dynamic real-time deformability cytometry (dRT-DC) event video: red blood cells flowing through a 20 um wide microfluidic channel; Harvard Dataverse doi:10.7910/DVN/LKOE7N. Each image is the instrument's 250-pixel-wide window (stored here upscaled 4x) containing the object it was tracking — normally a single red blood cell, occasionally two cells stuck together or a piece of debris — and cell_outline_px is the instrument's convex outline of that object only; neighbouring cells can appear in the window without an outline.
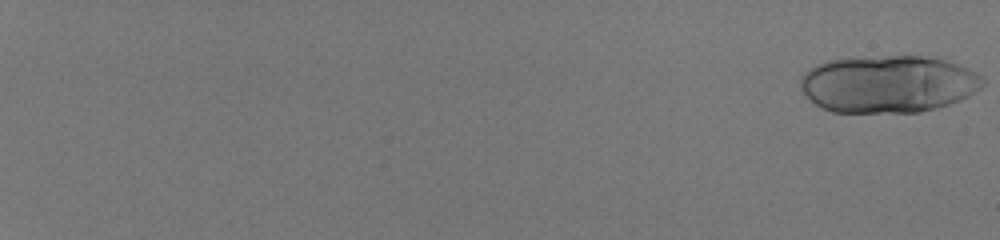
{"species": "human", "species_latin": "Homo sapiens", "temperature_condition": "room temperature", "stored_images_in_passage": 27, "camera_frame_rate_fps": 3000, "um_per_image_px": 0.085, "donor": {"sex": "male"}, "frame": {"image": 1, "passage_image": 1, "time_ms": 0.0, "image_size_px": [1000, 240], "cell_outline_px": [[984, 84], [976, 92], [960, 100], [936, 108], [920, 112], [832, 112], [816, 104], [800, 88], [800, 80], [804, 72], [808, 68], [816, 64], [828, 60], [888, 56], [928, 56], [944, 60], [968, 68], [976, 72], [984, 80]], "centroid_in_image_um": [75.51, 7.14], "position_along_channel_um": 9.5, "area_um2": 60.75}}
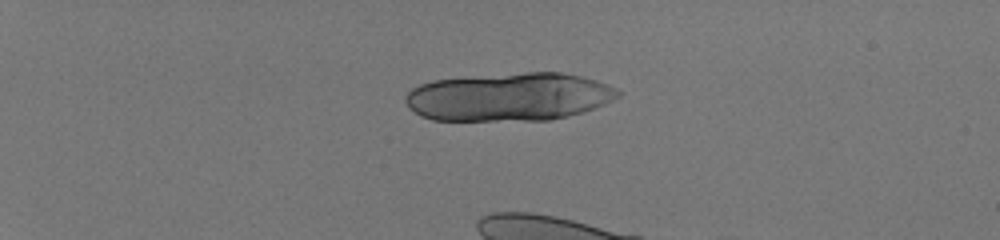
{"frame": {"image": 2, "passage_image": 17, "time_ms": 5.333, "image_size_px": [1000, 240], "cell_outline_px": [[620, 96], [604, 104], [584, 112], [552, 120], [432, 120], [420, 116], [408, 108], [404, 100], [404, 96], [412, 88], [420, 84], [432, 80], [524, 72], [560, 72], [580, 76], [596, 80], [608, 84], [616, 88], [620, 92]], "centroid_in_image_um": [43.26, 8.24], "position_along_channel_um": 41.7, "area_um2": 59.94}}